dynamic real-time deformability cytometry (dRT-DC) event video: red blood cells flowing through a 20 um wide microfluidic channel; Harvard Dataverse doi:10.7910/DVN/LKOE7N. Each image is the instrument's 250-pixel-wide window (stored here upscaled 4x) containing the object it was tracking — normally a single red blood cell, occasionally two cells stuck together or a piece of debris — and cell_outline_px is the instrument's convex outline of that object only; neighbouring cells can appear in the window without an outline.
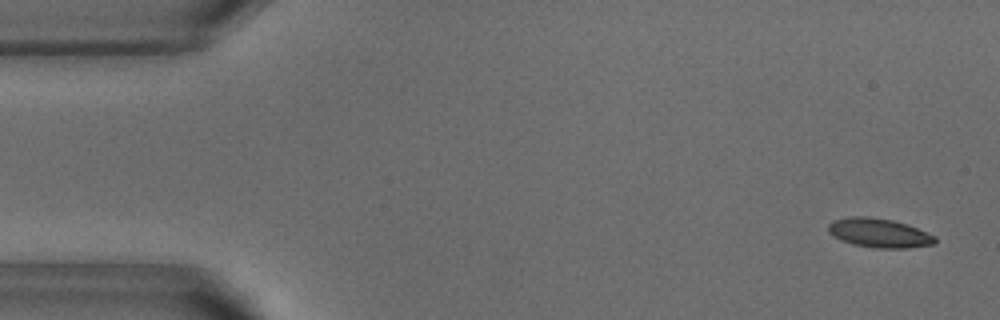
{"species": "common noctule bat (a hibernating species)", "species_latin": "Nyctalus noctula", "temperature_condition": "warm", "stored_images_in_passage": 52, "camera_frame_rate_fps": 3000, "um_per_image_px": 0.085, "animal": {"sex": "male", "body_mass_g": 18.8}, "frame": {"image": 1, "passage_image": 2, "time_ms": 0.333, "image_size_px": [1000, 320], "cell_outline_px": [[936, 240], [932, 244], [908, 248], [872, 248], [852, 244], [840, 240], [832, 236], [828, 232], [828, 224], [832, 220], [848, 216], [868, 216], [892, 220], [908, 224], [936, 236]], "centroid_in_image_um": [74.68, 19.79], "position_along_channel_um": 10.3, "area_um2": 18.38}}
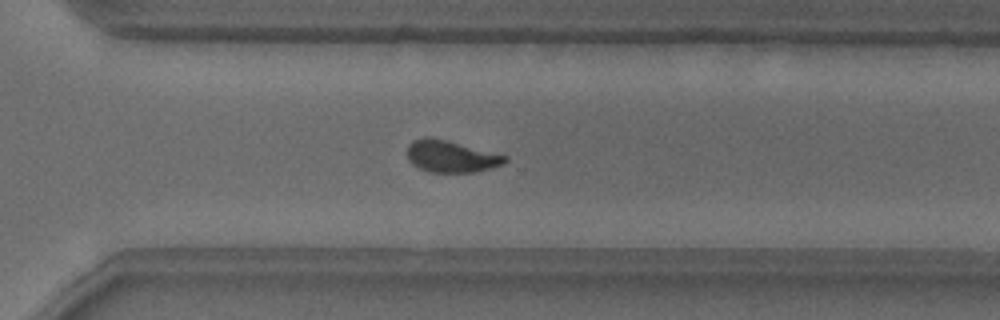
{"frame": {"image": 2, "passage_image": 36, "time_ms": 11.667, "image_size_px": [1000, 320], "cell_outline_px": [[508, 160], [504, 164], [476, 172], [428, 172], [412, 164], [408, 160], [408, 144], [412, 140], [424, 136], [428, 136], [448, 140], [508, 156]], "centroid_in_image_um": [38.33, 13.28], "position_along_channel_um": 332.3, "area_um2": 18.32}}
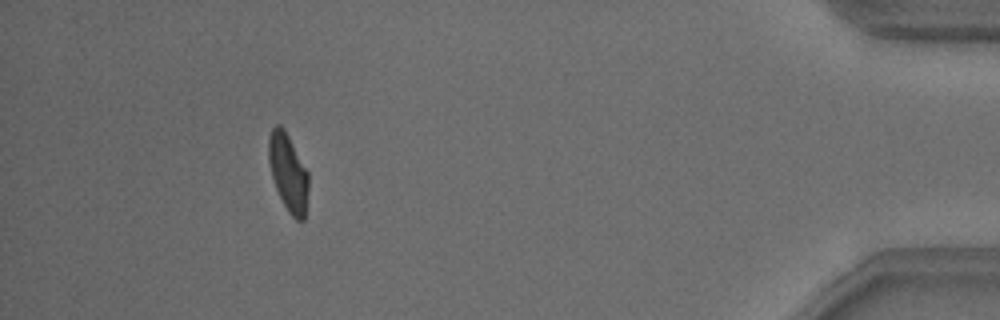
{"frame": {"image": 3, "passage_image": 47, "time_ms": 15.333, "image_size_px": [1000, 320], "cell_outline_px": [[308, 188], [304, 220], [296, 220], [288, 212], [276, 188], [268, 164], [268, 136], [272, 128], [276, 124], [280, 124], [284, 128], [308, 172]], "centroid_in_image_um": [24.47, 14.63], "position_along_channel_um": 410.7, "area_um2": 17.92}, "authors_computed_cell_mechanics": {"area_um2": 18.4382, "velocity_mm_per_s": 3.8473, "shape_relaxation_time_tau1_ms": 5.2212, "shape_relaxation_time_tau2_ms": 1.7177, "deformation_change_tau1": 0.1658, "deformation_change_tau2": 0.0766}}